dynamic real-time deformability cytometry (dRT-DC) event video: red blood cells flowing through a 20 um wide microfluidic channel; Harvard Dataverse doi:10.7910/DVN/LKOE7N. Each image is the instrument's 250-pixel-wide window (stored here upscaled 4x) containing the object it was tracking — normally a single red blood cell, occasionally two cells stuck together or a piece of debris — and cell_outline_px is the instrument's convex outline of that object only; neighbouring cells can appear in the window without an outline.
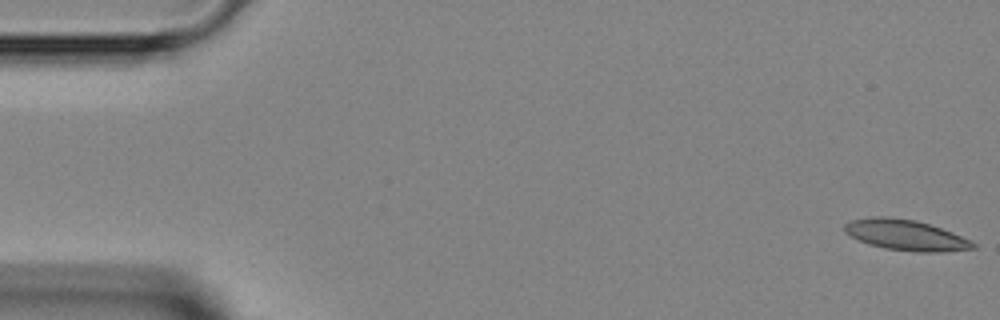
{"species": "Egyptian fruit bat (a non-hibernating species)", "species_latin": "Rousettus aegyptiacus", "temperature_condition": "room temperature", "stored_images_in_passage": 47, "camera_frame_rate_fps": 3000, "um_per_image_px": 0.085, "animal": {"sex": "female"}, "frame": {"image": 1, "passage_image": 1, "time_ms": 0.0, "image_size_px": [1000, 320], "cell_outline_px": [[976, 248], [944, 252], [916, 252], [884, 248], [868, 244], [844, 232], [844, 224], [852, 220], [872, 216], [888, 216], [916, 220], [952, 232], [976, 244]], "centroid_in_image_um": [76.97, 19.98], "position_along_channel_um": 8.0, "area_um2": 22.83}}
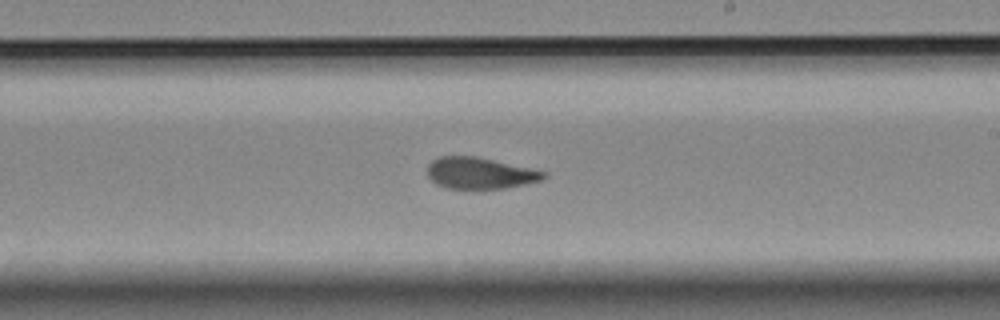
{"frame": {"image": 2, "passage_image": 27, "time_ms": 8.667, "image_size_px": [1000, 320], "cell_outline_px": [[548, 176], [544, 180], [504, 188], [448, 188], [436, 184], [428, 176], [428, 164], [436, 156], [476, 156], [532, 168], [548, 172]], "centroid_in_image_um": [40.83, 14.7], "position_along_channel_um": 248.2, "area_um2": 21.39}}
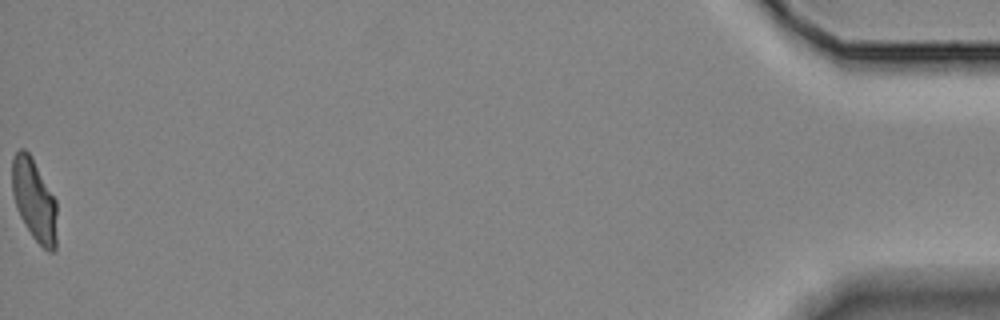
{"frame": {"image": 3, "passage_image": 47, "time_ms": 15.333, "image_size_px": [1000, 320], "cell_outline_px": [[56, 248], [52, 252], [48, 252], [32, 236], [24, 224], [16, 208], [12, 192], [12, 156], [20, 148], [24, 148], [32, 156], [56, 200]], "centroid_in_image_um": [2.9, 16.98], "position_along_channel_um": 432.3, "area_um2": 21.56}}